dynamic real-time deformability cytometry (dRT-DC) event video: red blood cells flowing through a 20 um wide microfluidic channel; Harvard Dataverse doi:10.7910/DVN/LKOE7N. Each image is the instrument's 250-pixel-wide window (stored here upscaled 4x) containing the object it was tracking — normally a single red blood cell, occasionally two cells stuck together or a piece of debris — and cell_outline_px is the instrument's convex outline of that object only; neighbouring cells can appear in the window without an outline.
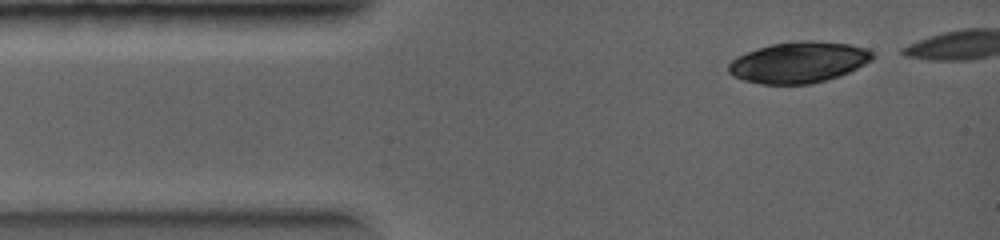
{"species": "common noctule bat (a hibernating species)", "species_latin": "Nyctalus noctula", "temperature_condition": "warm", "stored_images_in_passage": 4, "camera_frame_rate_fps": 5000, "um_per_image_px": 0.085, "animal": {"sex": "female", "body_mass_g": 19.0, "forearm_length_mm": 56.7}, "frame": {"image": 1, "passage_image": 1, "time_ms": 0.0, "image_size_px": [1000, 240], "cell_outline_px": [[876, 56], [872, 60], [848, 72], [812, 84], [760, 84], [744, 80], [732, 76], [728, 72], [728, 64], [736, 56], [772, 44], [800, 40], [812, 40], [848, 44], [868, 48]], "centroid_in_image_um": [67.88, 5.29], "position_along_channel_um": 17.1, "area_um2": 34.33}}